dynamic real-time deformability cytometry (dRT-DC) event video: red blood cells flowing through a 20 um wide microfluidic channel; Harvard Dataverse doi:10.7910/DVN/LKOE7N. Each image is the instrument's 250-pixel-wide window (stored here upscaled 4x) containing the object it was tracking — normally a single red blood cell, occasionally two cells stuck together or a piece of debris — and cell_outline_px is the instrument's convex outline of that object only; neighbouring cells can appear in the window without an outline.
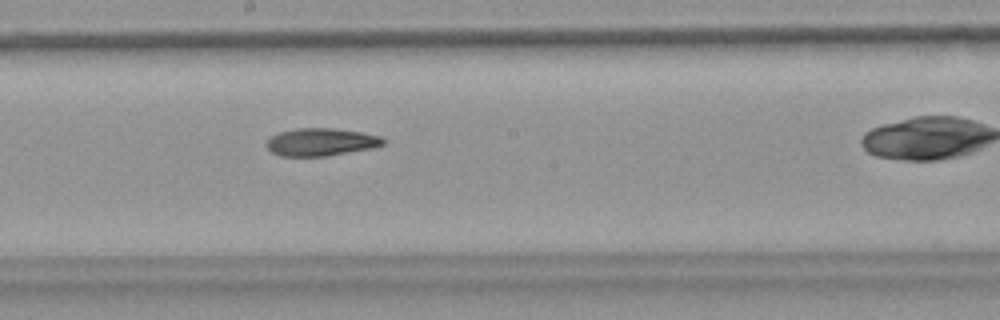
{"species": "common noctule bat (a hibernating species)", "species_latin": "Nyctalus noctula", "temperature_condition": "warm", "stored_images_in_passage": 33, "camera_frame_rate_fps": 3000, "um_per_image_px": 0.085, "animal": {"sex": "female", "body_mass_g": 18.4}, "frame": {"image": 1, "passage_image": 19, "time_ms": 6.0, "image_size_px": [1000, 320], "cell_outline_px": [[384, 144], [372, 148], [324, 156], [280, 156], [272, 152], [264, 144], [272, 136], [280, 132], [296, 128], [336, 128], [360, 132], [380, 136], [384, 140]], "centroid_in_image_um": [27.26, 12.07], "position_along_channel_um": 220.9, "area_um2": 18.67}}